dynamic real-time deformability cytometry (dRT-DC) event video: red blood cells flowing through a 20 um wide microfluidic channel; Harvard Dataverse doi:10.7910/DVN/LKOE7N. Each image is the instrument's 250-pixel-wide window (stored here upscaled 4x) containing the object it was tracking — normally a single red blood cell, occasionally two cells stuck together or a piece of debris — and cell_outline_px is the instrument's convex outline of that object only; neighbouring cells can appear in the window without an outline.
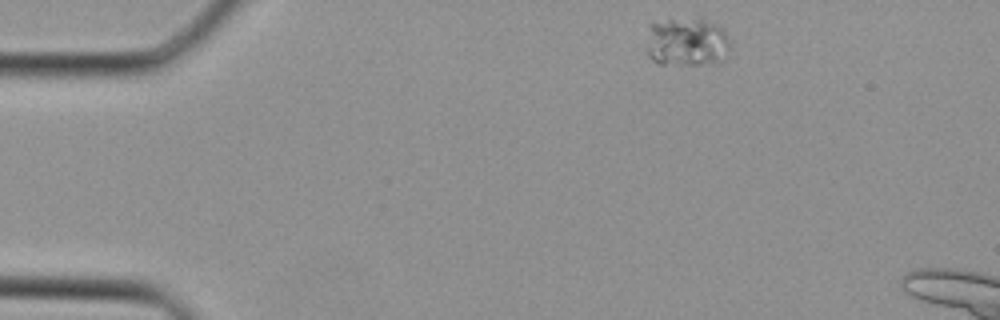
{"species": "Egyptian fruit bat (a non-hibernating species)", "species_latin": "Rousettus aegyptiacus", "temperature_condition": "cold", "stored_images_in_passage": 6, "camera_frame_rate_fps": 3000, "um_per_image_px": 0.085, "animal": {"sex": "female"}, "frame": {"image": 1, "passage_image": 1, "time_ms": 0.0, "image_size_px": [1000, 320], "cell_outline_px": [[732, 48], [720, 60], [712, 64], [660, 64], [652, 60], [648, 56], [648, 24], [652, 20], [700, 16], [716, 24], [728, 36]], "centroid_in_image_um": [58.37, 3.51], "position_along_channel_um": 26.6, "area_um2": 24.57}}